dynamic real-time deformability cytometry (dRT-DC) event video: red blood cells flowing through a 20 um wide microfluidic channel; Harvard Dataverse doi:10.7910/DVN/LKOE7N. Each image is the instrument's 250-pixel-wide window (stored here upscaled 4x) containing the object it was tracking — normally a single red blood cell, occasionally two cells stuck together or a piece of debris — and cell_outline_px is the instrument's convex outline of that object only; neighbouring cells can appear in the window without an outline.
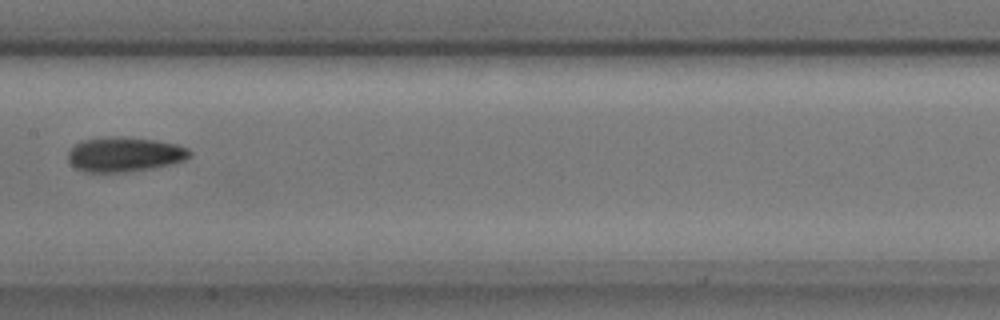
{"species": "common noctule bat (a hibernating species)", "species_latin": "Nyctalus noctula", "temperature_condition": "cold", "stored_images_in_passage": 13, "camera_frame_rate_fps": 3000, "um_per_image_px": 0.085, "animal": {"sex": "male", "body_mass_g": 17.9, "forearm_length_mm": 54.2}, "frame": {"image": 1, "passage_image": 6, "time_ms": 1.667, "image_size_px": [1000, 320], "cell_outline_px": [[192, 152], [184, 160], [152, 168], [124, 172], [84, 172], [76, 168], [68, 160], [68, 152], [80, 140], [120, 136], [156, 140], [176, 144], [188, 148]], "centroid_in_image_um": [10.56, 13.12], "position_along_channel_um": 196.8, "area_um2": 24.39}}
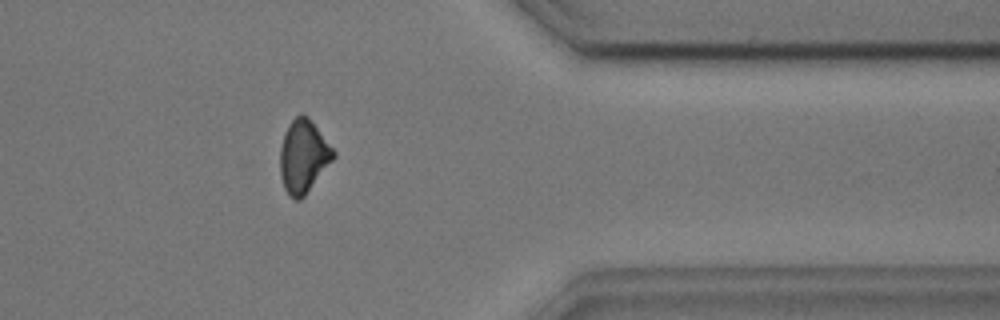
{"frame": {"image": 2, "passage_image": 11, "time_ms": 3.333, "image_size_px": [1000, 320], "cell_outline_px": [[336, 156], [304, 196], [300, 200], [296, 200], [288, 196], [284, 188], [280, 176], [280, 148], [284, 132], [288, 124], [300, 112], [304, 112], [308, 116], [336, 152]], "centroid_in_image_um": [25.77, 13.27], "position_along_channel_um": 385.6, "area_um2": 22.83}}
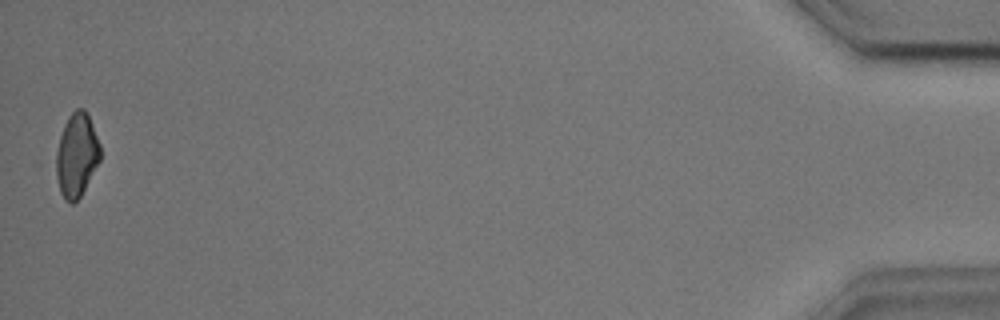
{"frame": {"image": 3, "passage_image": 13, "time_ms": 4.0, "image_size_px": [1000, 320], "cell_outline_px": [[100, 160], [80, 196], [72, 204], [64, 200], [60, 192], [56, 176], [56, 152], [60, 136], [64, 124], [68, 116], [76, 108], [84, 108], [88, 112], [100, 144]], "centroid_in_image_um": [6.51, 13.15], "position_along_channel_um": 428.7, "area_um2": 21.56}}